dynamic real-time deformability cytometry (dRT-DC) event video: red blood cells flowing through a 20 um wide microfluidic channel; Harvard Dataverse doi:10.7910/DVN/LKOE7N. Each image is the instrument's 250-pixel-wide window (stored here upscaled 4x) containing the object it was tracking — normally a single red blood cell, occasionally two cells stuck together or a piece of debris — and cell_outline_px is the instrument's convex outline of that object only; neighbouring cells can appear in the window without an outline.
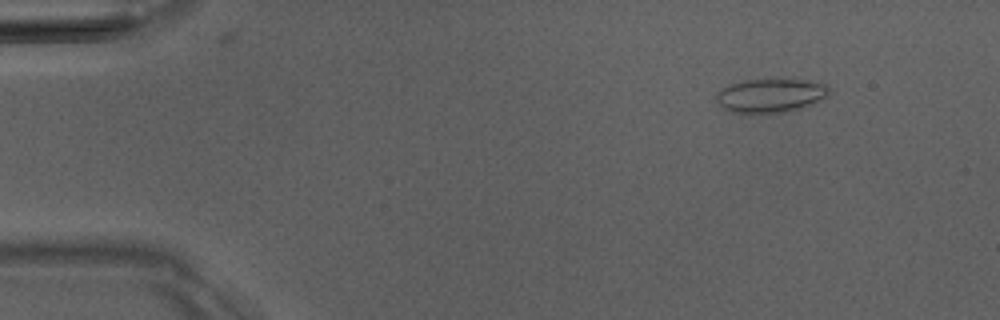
{"species": "Egyptian fruit bat (a non-hibernating species)", "species_latin": "Rousettus aegyptiacus", "temperature_condition": "room temperature", "stored_images_in_passage": 5, "camera_frame_rate_fps": 3000, "um_per_image_px": 0.085, "animal": {"sex": "male"}, "frame": {"image": 1, "passage_image": 1, "time_ms": 0.0, "image_size_px": [1000, 320], "cell_outline_px": [[832, 92], [828, 96], [820, 100], [800, 108], [784, 112], [748, 116], [744, 116], [720, 108], [716, 100], [716, 96], [728, 84], [744, 80], [808, 80], [824, 84]], "centroid_in_image_um": [65.44, 8.17], "position_along_channel_um": 19.6, "area_um2": 22.72}}